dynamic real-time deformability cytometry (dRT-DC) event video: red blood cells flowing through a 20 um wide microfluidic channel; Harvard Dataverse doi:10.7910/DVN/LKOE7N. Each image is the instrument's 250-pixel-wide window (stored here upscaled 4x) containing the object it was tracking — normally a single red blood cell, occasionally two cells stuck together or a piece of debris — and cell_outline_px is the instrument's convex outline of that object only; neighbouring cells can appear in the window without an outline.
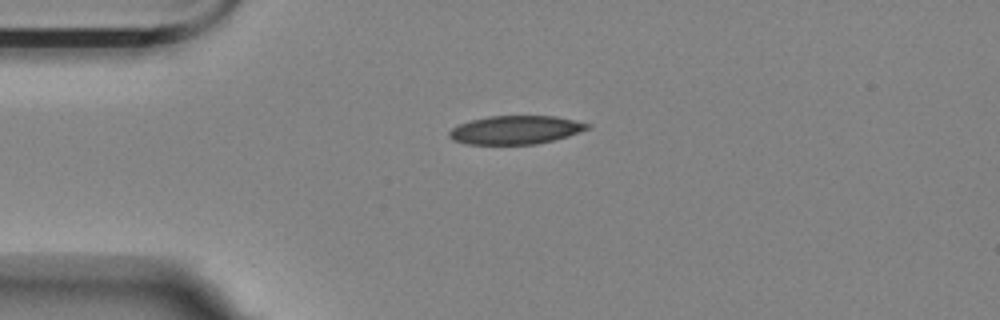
{"species": "Egyptian fruit bat (a non-hibernating species)", "species_latin": "Rousettus aegyptiacus", "temperature_condition": "room temperature", "stored_images_in_passage": 5, "camera_frame_rate_fps": 3000, "um_per_image_px": 0.085, "animal": {"sex": "female"}, "frame": {"image": 1, "passage_image": 1, "time_ms": 0.0, "image_size_px": [1000, 320], "cell_outline_px": [[592, 124], [588, 128], [580, 132], [568, 136], [536, 144], [464, 144], [452, 140], [448, 136], [448, 132], [452, 128], [460, 124], [472, 120], [488, 116], [556, 116]], "centroid_in_image_um": [43.81, 11.04], "position_along_channel_um": 41.2, "area_um2": 22.89}}